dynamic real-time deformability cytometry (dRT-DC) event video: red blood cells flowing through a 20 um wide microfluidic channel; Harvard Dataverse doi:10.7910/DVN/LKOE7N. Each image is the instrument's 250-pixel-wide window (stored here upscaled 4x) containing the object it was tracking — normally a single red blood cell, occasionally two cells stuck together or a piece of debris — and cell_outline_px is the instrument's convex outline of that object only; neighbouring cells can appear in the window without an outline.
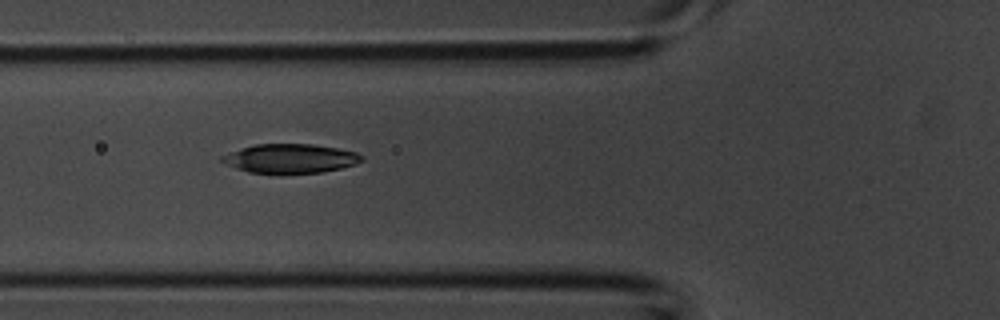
{"species": "common noctule bat (a hibernating species)", "species_latin": "Nyctalus noctula", "temperature_condition": "room temperature", "stored_images_in_passage": 6, "camera_frame_rate_fps": 3000, "um_per_image_px": 0.085, "animal": {"sex": "male", "body_mass_g": 20.1, "forearm_length_mm": 53.5}, "frame": {"image": 1, "passage_image": 4, "time_ms": 1.0, "image_size_px": [1000, 320], "cell_outline_px": [[364, 160], [356, 164], [340, 168], [320, 172], [276, 176], [248, 172], [236, 168], [220, 160], [220, 156], [240, 148], [256, 144], [312, 144], [336, 148], [356, 152], [364, 156]], "centroid_in_image_um": [24.65, 13.51], "position_along_channel_um": 101.1, "area_um2": 24.33}}
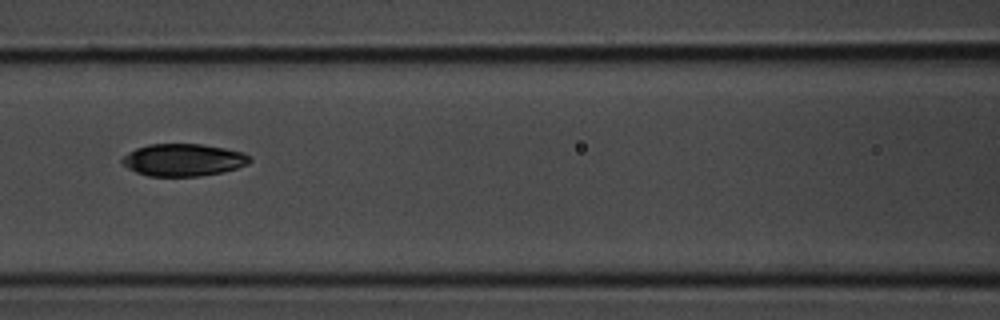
{"frame": {"image": 2, "passage_image": 5, "time_ms": 1.333, "image_size_px": [1000, 320], "cell_outline_px": [[252, 160], [248, 164], [224, 172], [200, 176], [148, 176], [136, 172], [128, 168], [120, 160], [128, 152], [136, 148], [148, 144], [204, 144], [244, 152]], "centroid_in_image_um": [15.59, 13.59], "position_along_channel_um": 151.0, "area_um2": 24.1}}
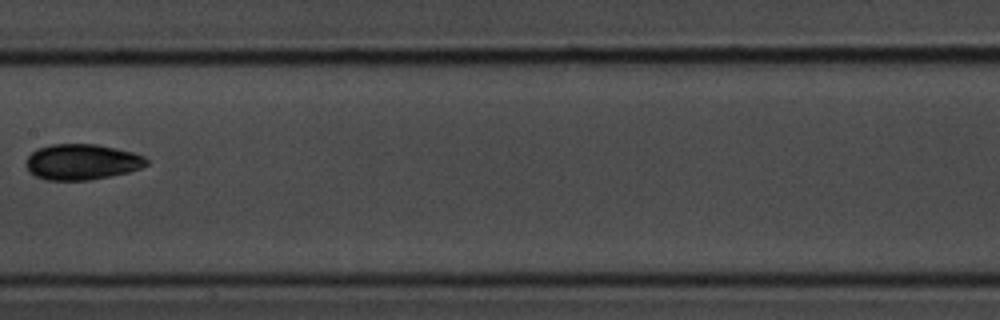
{"frame": {"image": 3, "passage_image": 6, "time_ms": 1.667, "image_size_px": [1000, 320], "cell_outline_px": [[148, 164], [140, 168], [128, 172], [88, 180], [44, 180], [28, 172], [24, 164], [28, 156], [36, 148], [52, 144], [96, 144], [116, 148], [132, 152], [144, 156], [148, 160]], "centroid_in_image_um": [6.92, 13.76], "position_along_channel_um": 200.5, "area_um2": 25.2}}